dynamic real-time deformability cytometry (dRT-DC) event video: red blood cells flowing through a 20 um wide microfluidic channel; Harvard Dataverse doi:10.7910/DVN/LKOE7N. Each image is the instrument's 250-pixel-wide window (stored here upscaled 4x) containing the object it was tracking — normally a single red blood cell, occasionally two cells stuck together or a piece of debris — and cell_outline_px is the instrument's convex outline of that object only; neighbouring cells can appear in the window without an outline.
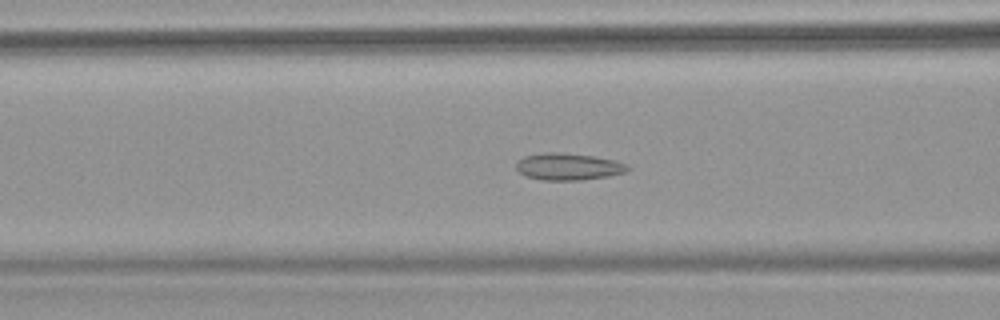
{"species": "common noctule bat (a hibernating species)", "species_latin": "Nyctalus noctula", "temperature_condition": "warm", "stored_images_in_passage": 63, "camera_frame_rate_fps": 3000, "um_per_image_px": 0.085, "animal": {"sex": "female", "body_mass_g": 18.4}, "frame": {"image": 1, "passage_image": 27, "time_ms": 8.667, "image_size_px": [1000, 320], "cell_outline_px": [[632, 168], [624, 172], [608, 176], [580, 180], [540, 180], [524, 176], [516, 168], [516, 160], [524, 156], [548, 152], [556, 152], [596, 156], [616, 160], [628, 164]], "centroid_in_image_um": [48.31, 14.16], "position_along_channel_um": 118.3, "area_um2": 17.69}}
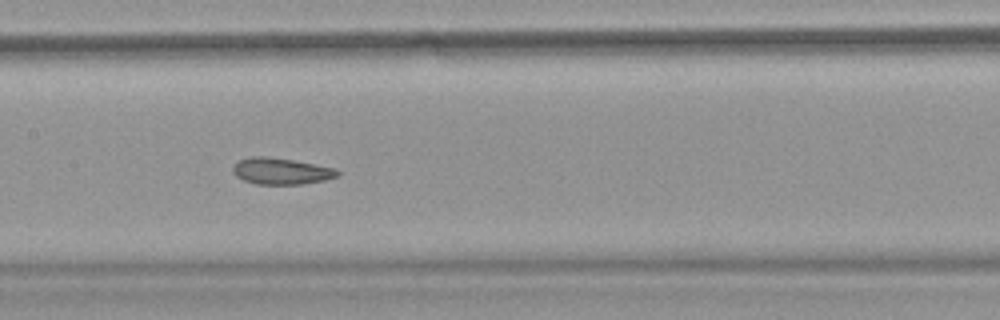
{"frame": {"image": 2, "passage_image": 33, "time_ms": 10.667, "image_size_px": [1000, 320], "cell_outline_px": [[340, 176], [324, 180], [304, 184], [256, 184], [244, 180], [236, 176], [232, 172], [232, 168], [240, 160], [252, 156], [268, 156], [292, 160], [336, 168], [340, 172]], "centroid_in_image_um": [23.92, 14.55], "position_along_channel_um": 183.5, "area_um2": 16.13}}
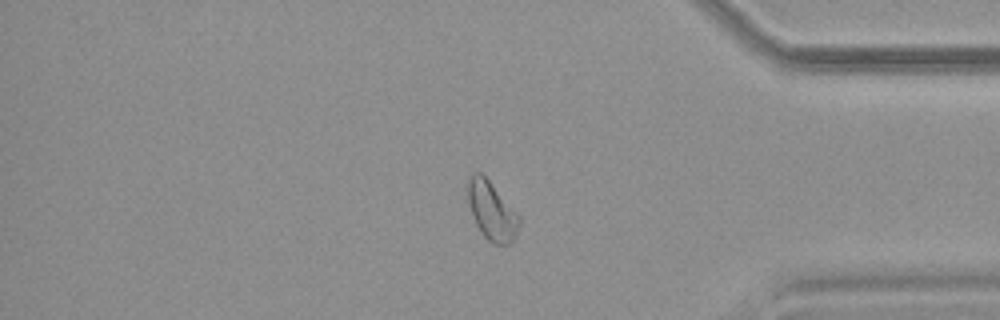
{"frame": {"image": 3, "passage_image": 54, "time_ms": 17.667, "image_size_px": [1000, 320], "cell_outline_px": [[520, 224], [516, 236], [508, 244], [492, 244], [480, 232], [476, 224], [468, 200], [468, 180], [472, 172], [480, 172], [488, 180], [520, 216]], "centroid_in_image_um": [41.81, 17.94], "position_along_channel_um": 393.4, "area_um2": 17.22}}